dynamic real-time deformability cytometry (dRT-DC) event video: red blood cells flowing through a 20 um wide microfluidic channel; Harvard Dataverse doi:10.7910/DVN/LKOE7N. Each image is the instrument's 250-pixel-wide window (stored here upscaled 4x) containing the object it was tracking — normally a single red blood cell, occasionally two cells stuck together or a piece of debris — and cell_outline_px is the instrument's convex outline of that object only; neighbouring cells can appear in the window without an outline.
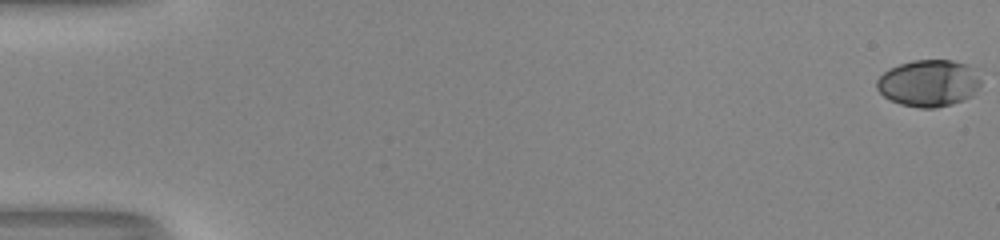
{"species": "human", "species_latin": "Homo sapiens", "temperature_condition": "room temperature", "stored_images_in_passage": 54, "camera_frame_rate_fps": 3000, "um_per_image_px": 0.085, "donor": {"sex": "male"}, "frame": {"image": 1, "passage_image": 1, "time_ms": 0.0, "image_size_px": [1000, 240], "cell_outline_px": [[980, 84], [972, 96], [964, 100], [952, 104], [936, 108], [920, 108], [900, 104], [884, 96], [876, 88], [876, 80], [888, 68], [912, 60], [952, 60], [968, 64], [980, 80]], "centroid_in_image_um": [78.92, 7.07], "position_along_channel_um": 6.1, "area_um2": 28.38}}
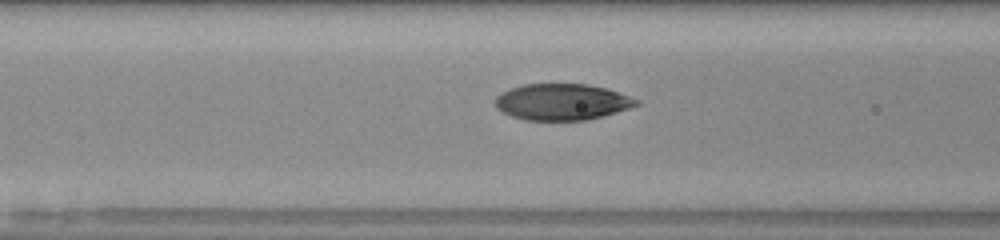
{"frame": {"image": 2, "passage_image": 24, "time_ms": 7.667, "image_size_px": [1000, 240], "cell_outline_px": [[640, 104], [616, 112], [588, 120], [524, 120], [512, 116], [496, 108], [496, 96], [508, 88], [524, 84], [588, 84], [608, 88], [640, 100]], "centroid_in_image_um": [47.78, 8.65], "position_along_channel_um": 118.8, "area_um2": 29.94}}
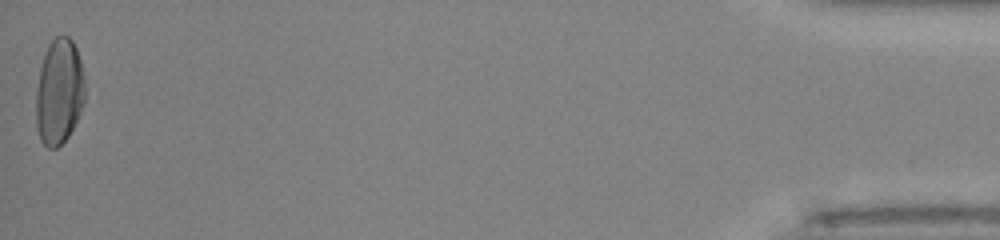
{"frame": {"image": 3, "passage_image": 54, "time_ms": 17.667, "image_size_px": [1000, 240], "cell_outline_px": [[84, 104], [68, 136], [56, 148], [48, 148], [40, 140], [36, 128], [36, 92], [40, 68], [48, 44], [56, 36], [68, 36], [72, 40], [76, 48], [80, 60], [84, 76]], "centroid_in_image_um": [5.02, 7.8], "position_along_channel_um": 430.2, "area_um2": 30.06}, "authors_computed_cell_mechanics": {"area_um2": 30.1138, "velocity_mm_per_s": 4.0842, "shape_relaxation_time_tau1_ms": 5.222, "shape_relaxation_time_tau2_ms": 0.9352, "deformation_change_tau1": 0.2061, "deformation_change_tau2": 0.0545}}